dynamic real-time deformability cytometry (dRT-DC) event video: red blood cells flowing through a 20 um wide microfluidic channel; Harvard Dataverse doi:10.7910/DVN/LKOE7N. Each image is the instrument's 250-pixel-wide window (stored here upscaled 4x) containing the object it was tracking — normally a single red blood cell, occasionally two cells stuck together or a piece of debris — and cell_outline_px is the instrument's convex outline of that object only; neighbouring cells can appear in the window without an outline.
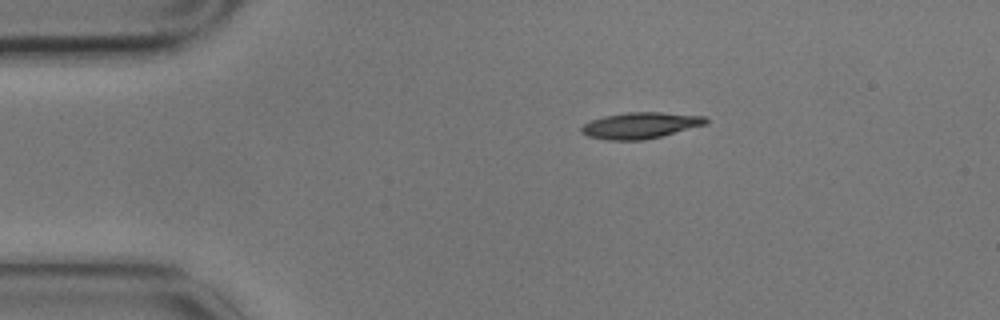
{"species": "common noctule bat (a hibernating species)", "species_latin": "Nyctalus noctula", "temperature_condition": "cold", "stored_images_in_passage": 4, "camera_frame_rate_fps": 3000, "um_per_image_px": 0.085, "animal": {"sex": "male", "body_mass_g": 17.9}, "frame": {"image": 1, "passage_image": 1, "time_ms": 0.0, "image_size_px": [1000, 320], "cell_outline_px": [[708, 124], [644, 140], [608, 140], [588, 136], [580, 132], [580, 128], [584, 124], [592, 120], [604, 116], [628, 112], [660, 112], [704, 116], [708, 120]], "centroid_in_image_um": [54.43, 10.66], "position_along_channel_um": 30.6, "area_um2": 18.9}}
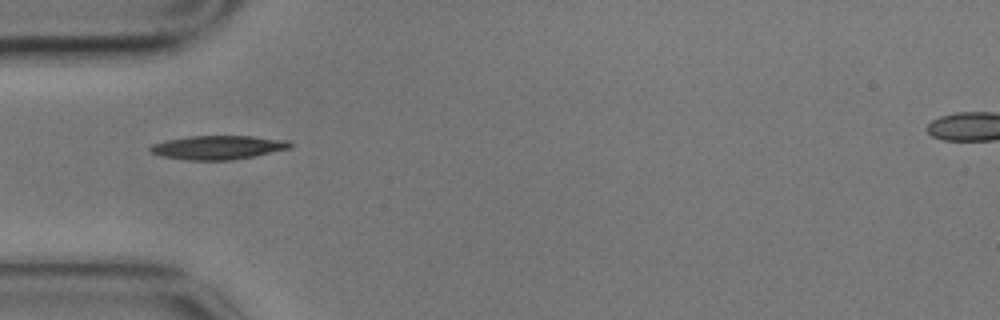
{"frame": {"image": 2, "passage_image": 3, "time_ms": 0.667, "image_size_px": [1000, 320], "cell_outline_px": [[292, 148], [256, 156], [232, 160], [188, 160], [160, 156], [152, 152], [148, 148], [152, 144], [168, 140], [188, 136], [252, 136], [288, 140], [292, 144]], "centroid_in_image_um": [18.57, 12.53], "position_along_channel_um": 66.4, "area_um2": 19.54}}